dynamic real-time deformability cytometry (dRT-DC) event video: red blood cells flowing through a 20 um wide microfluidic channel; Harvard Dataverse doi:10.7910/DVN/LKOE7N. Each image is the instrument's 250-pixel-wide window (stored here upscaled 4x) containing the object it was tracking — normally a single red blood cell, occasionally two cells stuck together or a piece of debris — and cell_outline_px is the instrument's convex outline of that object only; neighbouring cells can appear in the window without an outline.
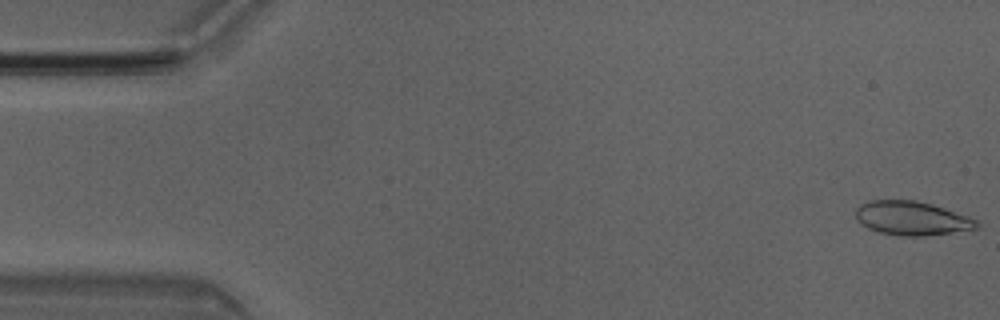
{"species": "Egyptian fruit bat (a non-hibernating species)", "species_latin": "Rousettus aegyptiacus", "temperature_condition": "room temperature", "stored_images_in_passage": 4, "camera_frame_rate_fps": 3000, "um_per_image_px": 0.085, "animal": {"sex": "male"}, "frame": {"image": 1, "passage_image": 1, "time_ms": 0.0, "image_size_px": [1000, 320], "cell_outline_px": [[980, 224], [976, 228], [952, 232], [924, 236], [900, 236], [880, 232], [868, 228], [860, 224], [856, 220], [856, 208], [860, 204], [868, 200], [916, 200], [932, 204], [968, 216], [976, 220]], "centroid_in_image_um": [77.46, 18.54], "position_along_channel_um": 7.5, "area_um2": 23.93}}
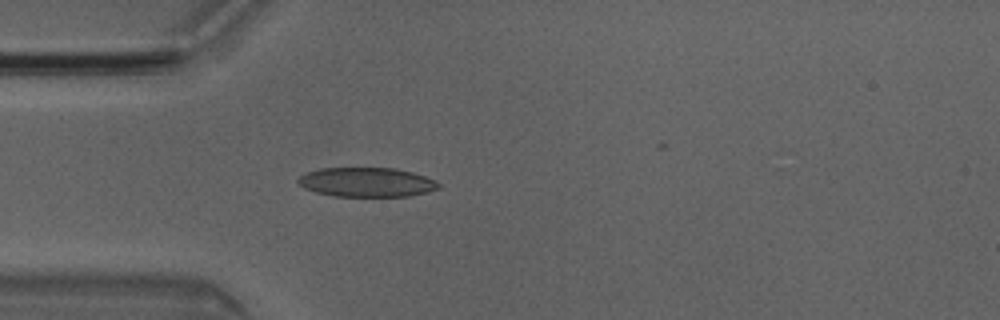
{"frame": {"image": 2, "passage_image": 4, "time_ms": 1.0, "image_size_px": [1000, 320], "cell_outline_px": [[440, 188], [408, 196], [332, 196], [316, 192], [304, 188], [296, 180], [304, 172], [320, 168], [396, 168], [412, 172], [424, 176], [440, 184]], "centroid_in_image_um": [31.11, 15.48], "position_along_channel_um": 53.9, "area_um2": 23.93}}